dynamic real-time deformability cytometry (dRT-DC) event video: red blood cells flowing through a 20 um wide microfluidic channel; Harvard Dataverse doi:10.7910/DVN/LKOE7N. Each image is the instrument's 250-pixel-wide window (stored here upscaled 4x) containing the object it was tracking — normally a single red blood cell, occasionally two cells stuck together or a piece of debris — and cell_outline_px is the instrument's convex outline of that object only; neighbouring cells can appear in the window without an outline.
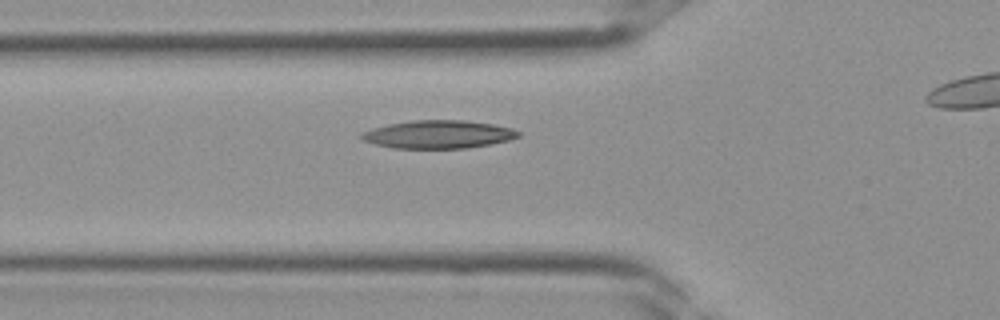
{"species": "Egyptian fruit bat (a non-hibernating species)", "species_latin": "Rousettus aegyptiacus", "temperature_condition": "room temperature", "stored_images_in_passage": 28, "camera_frame_rate_fps": 3000, "um_per_image_px": 0.085, "frame": {"image": 1, "passage_image": 9, "time_ms": 2.667, "image_size_px": [1000, 320], "cell_outline_px": [[520, 136], [508, 140], [492, 144], [468, 148], [392, 148], [376, 144], [364, 140], [360, 136], [360, 132], [372, 128], [388, 124], [412, 120], [464, 120], [492, 124], [512, 128], [520, 132]], "centroid_in_image_um": [37.26, 11.42], "position_along_channel_um": 88.5, "area_um2": 25.66}}
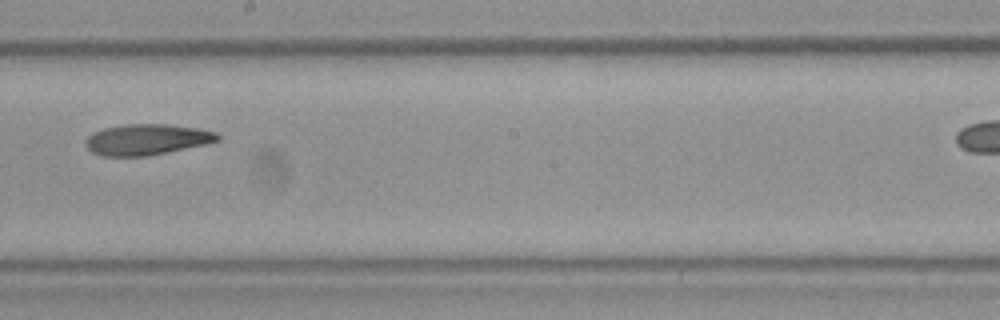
{"frame": {"image": 2, "passage_image": 17, "time_ms": 5.333, "image_size_px": [1000, 320], "cell_outline_px": [[220, 140], [208, 144], [148, 156], [100, 156], [92, 152], [84, 144], [84, 140], [92, 132], [104, 128], [124, 124], [168, 124], [200, 128], [216, 132], [220, 136]], "centroid_in_image_um": [12.48, 11.86], "position_along_channel_um": 235.7, "area_um2": 24.1}}
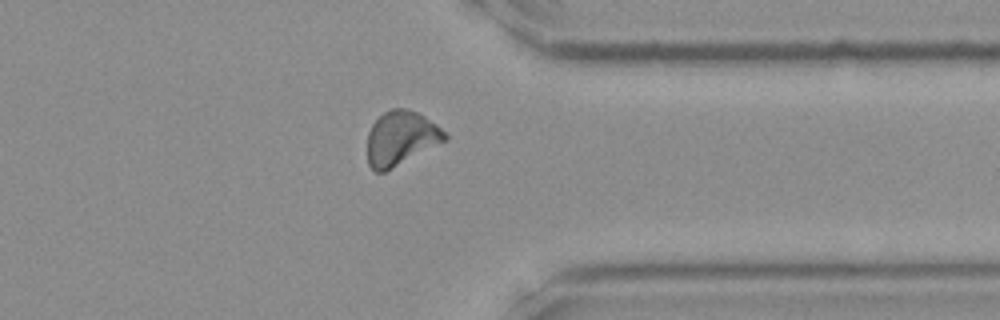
{"frame": {"image": 3, "passage_image": 25, "time_ms": 8.0, "image_size_px": [1000, 320], "cell_outline_px": [[448, 140], [384, 172], [372, 172], [368, 164], [368, 132], [372, 124], [384, 112], [392, 108], [404, 108], [416, 112], [424, 116], [436, 124], [448, 136]], "centroid_in_image_um": [34.07, 11.76], "position_along_channel_um": 377.3, "area_um2": 24.45}}